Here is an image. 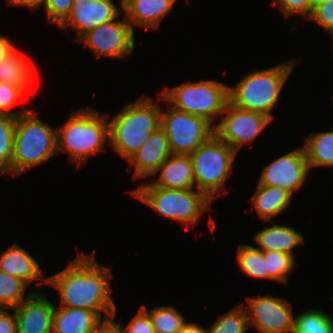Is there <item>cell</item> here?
I'll return each instance as SVG.
<instances>
[{
    "instance_id": "6da1fadb",
    "label": "cell",
    "mask_w": 333,
    "mask_h": 333,
    "mask_svg": "<svg viewBox=\"0 0 333 333\" xmlns=\"http://www.w3.org/2000/svg\"><path fill=\"white\" fill-rule=\"evenodd\" d=\"M94 257V253H79L66 268L48 277L47 285L58 291L60 306L88 309L101 317L103 312L110 325L117 310L109 281L112 273Z\"/></svg>"
},
{
    "instance_id": "7a4b0ae2",
    "label": "cell",
    "mask_w": 333,
    "mask_h": 333,
    "mask_svg": "<svg viewBox=\"0 0 333 333\" xmlns=\"http://www.w3.org/2000/svg\"><path fill=\"white\" fill-rule=\"evenodd\" d=\"M57 153L63 150L68 160L84 166L91 158L107 149L109 143L108 114H100L91 106L73 111L68 119L56 128Z\"/></svg>"
},
{
    "instance_id": "3957f363",
    "label": "cell",
    "mask_w": 333,
    "mask_h": 333,
    "mask_svg": "<svg viewBox=\"0 0 333 333\" xmlns=\"http://www.w3.org/2000/svg\"><path fill=\"white\" fill-rule=\"evenodd\" d=\"M109 146L127 162L161 127V105L149 96H140L109 119Z\"/></svg>"
},
{
    "instance_id": "277c9868",
    "label": "cell",
    "mask_w": 333,
    "mask_h": 333,
    "mask_svg": "<svg viewBox=\"0 0 333 333\" xmlns=\"http://www.w3.org/2000/svg\"><path fill=\"white\" fill-rule=\"evenodd\" d=\"M297 62L294 59L244 75L233 87H228L229 102L240 109L265 114L273 120L272 110Z\"/></svg>"
},
{
    "instance_id": "5b68a950",
    "label": "cell",
    "mask_w": 333,
    "mask_h": 333,
    "mask_svg": "<svg viewBox=\"0 0 333 333\" xmlns=\"http://www.w3.org/2000/svg\"><path fill=\"white\" fill-rule=\"evenodd\" d=\"M56 154V128L43 122L32 110L16 118L11 175L18 177Z\"/></svg>"
},
{
    "instance_id": "8992f818",
    "label": "cell",
    "mask_w": 333,
    "mask_h": 333,
    "mask_svg": "<svg viewBox=\"0 0 333 333\" xmlns=\"http://www.w3.org/2000/svg\"><path fill=\"white\" fill-rule=\"evenodd\" d=\"M130 194L160 215L192 228L200 221L203 213L210 210L212 203L203 192L195 188L177 190L138 186Z\"/></svg>"
},
{
    "instance_id": "52a82bcc",
    "label": "cell",
    "mask_w": 333,
    "mask_h": 333,
    "mask_svg": "<svg viewBox=\"0 0 333 333\" xmlns=\"http://www.w3.org/2000/svg\"><path fill=\"white\" fill-rule=\"evenodd\" d=\"M228 87L217 80L194 81L167 88L158 98L178 110L203 117L214 126L229 101Z\"/></svg>"
},
{
    "instance_id": "ba28073f",
    "label": "cell",
    "mask_w": 333,
    "mask_h": 333,
    "mask_svg": "<svg viewBox=\"0 0 333 333\" xmlns=\"http://www.w3.org/2000/svg\"><path fill=\"white\" fill-rule=\"evenodd\" d=\"M237 153L214 134L191 155L195 187L211 201L222 195Z\"/></svg>"
},
{
    "instance_id": "9c48e42d",
    "label": "cell",
    "mask_w": 333,
    "mask_h": 333,
    "mask_svg": "<svg viewBox=\"0 0 333 333\" xmlns=\"http://www.w3.org/2000/svg\"><path fill=\"white\" fill-rule=\"evenodd\" d=\"M166 105L167 111L161 108V127L172 154L191 155L214 134L213 125L205 118Z\"/></svg>"
},
{
    "instance_id": "30bf717a",
    "label": "cell",
    "mask_w": 333,
    "mask_h": 333,
    "mask_svg": "<svg viewBox=\"0 0 333 333\" xmlns=\"http://www.w3.org/2000/svg\"><path fill=\"white\" fill-rule=\"evenodd\" d=\"M223 113L225 115H223ZM214 127V135L238 153L244 144H250L273 120L265 114L243 110L229 101Z\"/></svg>"
},
{
    "instance_id": "8fae6325",
    "label": "cell",
    "mask_w": 333,
    "mask_h": 333,
    "mask_svg": "<svg viewBox=\"0 0 333 333\" xmlns=\"http://www.w3.org/2000/svg\"><path fill=\"white\" fill-rule=\"evenodd\" d=\"M246 302L241 305L247 311L249 327L253 325L258 333H294L295 315L290 301L267 294L249 296Z\"/></svg>"
},
{
    "instance_id": "7c38bea8",
    "label": "cell",
    "mask_w": 333,
    "mask_h": 333,
    "mask_svg": "<svg viewBox=\"0 0 333 333\" xmlns=\"http://www.w3.org/2000/svg\"><path fill=\"white\" fill-rule=\"evenodd\" d=\"M123 19V20H122ZM103 23L85 34L80 40L96 57L125 58L135 50V30L127 19Z\"/></svg>"
},
{
    "instance_id": "4fadbf2b",
    "label": "cell",
    "mask_w": 333,
    "mask_h": 333,
    "mask_svg": "<svg viewBox=\"0 0 333 333\" xmlns=\"http://www.w3.org/2000/svg\"><path fill=\"white\" fill-rule=\"evenodd\" d=\"M309 173L303 146H299L264 165L258 183L264 186H280L293 196V193L305 184Z\"/></svg>"
},
{
    "instance_id": "5bb4252c",
    "label": "cell",
    "mask_w": 333,
    "mask_h": 333,
    "mask_svg": "<svg viewBox=\"0 0 333 333\" xmlns=\"http://www.w3.org/2000/svg\"><path fill=\"white\" fill-rule=\"evenodd\" d=\"M114 0H73L67 19L59 26L65 30L70 26L77 32L76 41L97 26L115 20L121 16Z\"/></svg>"
},
{
    "instance_id": "9a60e30c",
    "label": "cell",
    "mask_w": 333,
    "mask_h": 333,
    "mask_svg": "<svg viewBox=\"0 0 333 333\" xmlns=\"http://www.w3.org/2000/svg\"><path fill=\"white\" fill-rule=\"evenodd\" d=\"M15 310L17 333H52L55 304L42 291L28 292Z\"/></svg>"
},
{
    "instance_id": "2e32d148",
    "label": "cell",
    "mask_w": 333,
    "mask_h": 333,
    "mask_svg": "<svg viewBox=\"0 0 333 333\" xmlns=\"http://www.w3.org/2000/svg\"><path fill=\"white\" fill-rule=\"evenodd\" d=\"M171 154L168 137L159 127L127 162L135 167L134 179H145L152 177Z\"/></svg>"
},
{
    "instance_id": "e0dca14e",
    "label": "cell",
    "mask_w": 333,
    "mask_h": 333,
    "mask_svg": "<svg viewBox=\"0 0 333 333\" xmlns=\"http://www.w3.org/2000/svg\"><path fill=\"white\" fill-rule=\"evenodd\" d=\"M108 326L95 311L55 305L52 333H102Z\"/></svg>"
},
{
    "instance_id": "ac0fdd59",
    "label": "cell",
    "mask_w": 333,
    "mask_h": 333,
    "mask_svg": "<svg viewBox=\"0 0 333 333\" xmlns=\"http://www.w3.org/2000/svg\"><path fill=\"white\" fill-rule=\"evenodd\" d=\"M0 271L20 278L28 285L34 280H39L37 283L39 288L37 287L34 291H41L43 285H47V277H42L39 262L16 242L0 253Z\"/></svg>"
},
{
    "instance_id": "d6986e66",
    "label": "cell",
    "mask_w": 333,
    "mask_h": 333,
    "mask_svg": "<svg viewBox=\"0 0 333 333\" xmlns=\"http://www.w3.org/2000/svg\"><path fill=\"white\" fill-rule=\"evenodd\" d=\"M159 176L157 180L140 183L139 186H159L167 189H194L195 182L190 155L171 154L152 176Z\"/></svg>"
},
{
    "instance_id": "ffe728a7",
    "label": "cell",
    "mask_w": 333,
    "mask_h": 333,
    "mask_svg": "<svg viewBox=\"0 0 333 333\" xmlns=\"http://www.w3.org/2000/svg\"><path fill=\"white\" fill-rule=\"evenodd\" d=\"M177 0H132L123 14L132 28L156 29Z\"/></svg>"
},
{
    "instance_id": "44dd1931",
    "label": "cell",
    "mask_w": 333,
    "mask_h": 333,
    "mask_svg": "<svg viewBox=\"0 0 333 333\" xmlns=\"http://www.w3.org/2000/svg\"><path fill=\"white\" fill-rule=\"evenodd\" d=\"M271 222V226L266 225L264 229L254 235L256 248L262 251L284 252L294 256L293 249L300 244H305L303 234L292 226Z\"/></svg>"
},
{
    "instance_id": "7402d4cb",
    "label": "cell",
    "mask_w": 333,
    "mask_h": 333,
    "mask_svg": "<svg viewBox=\"0 0 333 333\" xmlns=\"http://www.w3.org/2000/svg\"><path fill=\"white\" fill-rule=\"evenodd\" d=\"M292 195L279 187L264 186L258 183L254 195L251 197L252 206L249 211L258 213V216L267 222L285 212L291 204Z\"/></svg>"
},
{
    "instance_id": "603a6c76",
    "label": "cell",
    "mask_w": 333,
    "mask_h": 333,
    "mask_svg": "<svg viewBox=\"0 0 333 333\" xmlns=\"http://www.w3.org/2000/svg\"><path fill=\"white\" fill-rule=\"evenodd\" d=\"M34 74L30 62L16 48L0 62V82L19 86L26 93L34 87Z\"/></svg>"
},
{
    "instance_id": "cb8c5ba5",
    "label": "cell",
    "mask_w": 333,
    "mask_h": 333,
    "mask_svg": "<svg viewBox=\"0 0 333 333\" xmlns=\"http://www.w3.org/2000/svg\"><path fill=\"white\" fill-rule=\"evenodd\" d=\"M303 149L309 169L333 167V131L314 132L305 137Z\"/></svg>"
},
{
    "instance_id": "d4e9b609",
    "label": "cell",
    "mask_w": 333,
    "mask_h": 333,
    "mask_svg": "<svg viewBox=\"0 0 333 333\" xmlns=\"http://www.w3.org/2000/svg\"><path fill=\"white\" fill-rule=\"evenodd\" d=\"M237 263L244 274L257 279H269L270 273L267 270L263 258V251L256 246L239 244L237 248Z\"/></svg>"
},
{
    "instance_id": "484cf974",
    "label": "cell",
    "mask_w": 333,
    "mask_h": 333,
    "mask_svg": "<svg viewBox=\"0 0 333 333\" xmlns=\"http://www.w3.org/2000/svg\"><path fill=\"white\" fill-rule=\"evenodd\" d=\"M141 307L149 314L155 333H178L187 322L183 314L171 305L155 306L149 311L145 305Z\"/></svg>"
},
{
    "instance_id": "4316f807",
    "label": "cell",
    "mask_w": 333,
    "mask_h": 333,
    "mask_svg": "<svg viewBox=\"0 0 333 333\" xmlns=\"http://www.w3.org/2000/svg\"><path fill=\"white\" fill-rule=\"evenodd\" d=\"M325 311L306 309L295 316L294 333H333V317Z\"/></svg>"
},
{
    "instance_id": "83f0119b",
    "label": "cell",
    "mask_w": 333,
    "mask_h": 333,
    "mask_svg": "<svg viewBox=\"0 0 333 333\" xmlns=\"http://www.w3.org/2000/svg\"><path fill=\"white\" fill-rule=\"evenodd\" d=\"M16 117L0 114V174L11 175Z\"/></svg>"
},
{
    "instance_id": "f1b7e54d",
    "label": "cell",
    "mask_w": 333,
    "mask_h": 333,
    "mask_svg": "<svg viewBox=\"0 0 333 333\" xmlns=\"http://www.w3.org/2000/svg\"><path fill=\"white\" fill-rule=\"evenodd\" d=\"M232 309L219 316L207 333H246L249 329L247 311L238 303Z\"/></svg>"
},
{
    "instance_id": "f546056e",
    "label": "cell",
    "mask_w": 333,
    "mask_h": 333,
    "mask_svg": "<svg viewBox=\"0 0 333 333\" xmlns=\"http://www.w3.org/2000/svg\"><path fill=\"white\" fill-rule=\"evenodd\" d=\"M263 258L270 273V280L288 285V274L296 266L295 256L278 251H263Z\"/></svg>"
},
{
    "instance_id": "4dcf8cb0",
    "label": "cell",
    "mask_w": 333,
    "mask_h": 333,
    "mask_svg": "<svg viewBox=\"0 0 333 333\" xmlns=\"http://www.w3.org/2000/svg\"><path fill=\"white\" fill-rule=\"evenodd\" d=\"M29 285L20 278L0 271V307L14 308L25 300Z\"/></svg>"
},
{
    "instance_id": "1f68e13d",
    "label": "cell",
    "mask_w": 333,
    "mask_h": 333,
    "mask_svg": "<svg viewBox=\"0 0 333 333\" xmlns=\"http://www.w3.org/2000/svg\"><path fill=\"white\" fill-rule=\"evenodd\" d=\"M24 95H26V92L21 87L6 82H0V114H8L17 118L21 114L29 111L24 107L21 108L22 111L20 110V112L11 111V108L13 109L16 102L24 97Z\"/></svg>"
},
{
    "instance_id": "d6a6232c",
    "label": "cell",
    "mask_w": 333,
    "mask_h": 333,
    "mask_svg": "<svg viewBox=\"0 0 333 333\" xmlns=\"http://www.w3.org/2000/svg\"><path fill=\"white\" fill-rule=\"evenodd\" d=\"M110 326L116 333H155L149 314L140 307L126 327L111 320Z\"/></svg>"
},
{
    "instance_id": "836d02e7",
    "label": "cell",
    "mask_w": 333,
    "mask_h": 333,
    "mask_svg": "<svg viewBox=\"0 0 333 333\" xmlns=\"http://www.w3.org/2000/svg\"><path fill=\"white\" fill-rule=\"evenodd\" d=\"M73 0H46L42 8L48 23L60 26L70 14Z\"/></svg>"
},
{
    "instance_id": "e575fe53",
    "label": "cell",
    "mask_w": 333,
    "mask_h": 333,
    "mask_svg": "<svg viewBox=\"0 0 333 333\" xmlns=\"http://www.w3.org/2000/svg\"><path fill=\"white\" fill-rule=\"evenodd\" d=\"M273 3L279 6L285 18L297 14L308 20L313 10L312 0H274Z\"/></svg>"
},
{
    "instance_id": "d590c367",
    "label": "cell",
    "mask_w": 333,
    "mask_h": 333,
    "mask_svg": "<svg viewBox=\"0 0 333 333\" xmlns=\"http://www.w3.org/2000/svg\"><path fill=\"white\" fill-rule=\"evenodd\" d=\"M308 20L314 21L333 35V0H327L315 5Z\"/></svg>"
},
{
    "instance_id": "8d00e7d4",
    "label": "cell",
    "mask_w": 333,
    "mask_h": 333,
    "mask_svg": "<svg viewBox=\"0 0 333 333\" xmlns=\"http://www.w3.org/2000/svg\"><path fill=\"white\" fill-rule=\"evenodd\" d=\"M9 309L11 310V308L0 307V333H17L15 310L10 313Z\"/></svg>"
},
{
    "instance_id": "74e56055",
    "label": "cell",
    "mask_w": 333,
    "mask_h": 333,
    "mask_svg": "<svg viewBox=\"0 0 333 333\" xmlns=\"http://www.w3.org/2000/svg\"><path fill=\"white\" fill-rule=\"evenodd\" d=\"M46 0H7V4L10 6H26L30 8L32 11L39 9L44 5Z\"/></svg>"
},
{
    "instance_id": "f35d334b",
    "label": "cell",
    "mask_w": 333,
    "mask_h": 333,
    "mask_svg": "<svg viewBox=\"0 0 333 333\" xmlns=\"http://www.w3.org/2000/svg\"><path fill=\"white\" fill-rule=\"evenodd\" d=\"M15 48L16 46L9 37L0 34V62L3 61Z\"/></svg>"
},
{
    "instance_id": "ab89813d",
    "label": "cell",
    "mask_w": 333,
    "mask_h": 333,
    "mask_svg": "<svg viewBox=\"0 0 333 333\" xmlns=\"http://www.w3.org/2000/svg\"><path fill=\"white\" fill-rule=\"evenodd\" d=\"M178 333H207V329L195 322H186Z\"/></svg>"
},
{
    "instance_id": "60d3db41",
    "label": "cell",
    "mask_w": 333,
    "mask_h": 333,
    "mask_svg": "<svg viewBox=\"0 0 333 333\" xmlns=\"http://www.w3.org/2000/svg\"><path fill=\"white\" fill-rule=\"evenodd\" d=\"M118 1H120V8L121 9H124V7L126 6V5H128L132 0H118Z\"/></svg>"
},
{
    "instance_id": "b9f144b4",
    "label": "cell",
    "mask_w": 333,
    "mask_h": 333,
    "mask_svg": "<svg viewBox=\"0 0 333 333\" xmlns=\"http://www.w3.org/2000/svg\"><path fill=\"white\" fill-rule=\"evenodd\" d=\"M102 333H116L113 328L109 325Z\"/></svg>"
},
{
    "instance_id": "7bdbcfd3",
    "label": "cell",
    "mask_w": 333,
    "mask_h": 333,
    "mask_svg": "<svg viewBox=\"0 0 333 333\" xmlns=\"http://www.w3.org/2000/svg\"><path fill=\"white\" fill-rule=\"evenodd\" d=\"M324 1H327V0H312V5L313 7L321 2H324Z\"/></svg>"
}]
</instances>
